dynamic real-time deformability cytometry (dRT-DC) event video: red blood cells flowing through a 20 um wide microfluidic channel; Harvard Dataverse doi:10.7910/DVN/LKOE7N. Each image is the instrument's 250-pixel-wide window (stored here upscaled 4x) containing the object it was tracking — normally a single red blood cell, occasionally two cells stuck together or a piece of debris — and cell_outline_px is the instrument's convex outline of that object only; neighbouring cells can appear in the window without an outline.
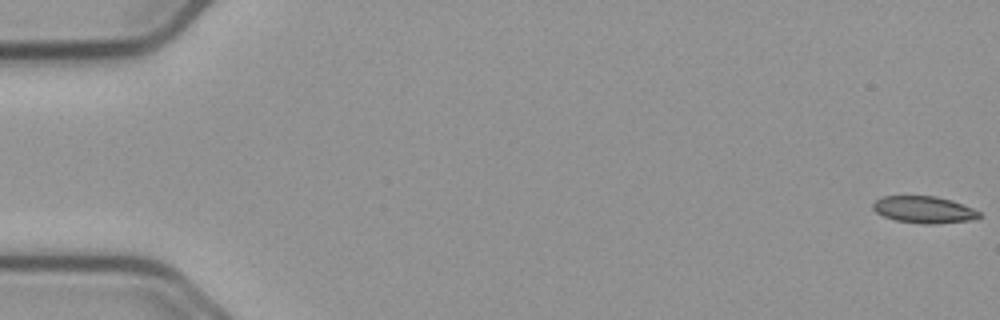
{"species": "common noctule bat (a hibernating species)", "species_latin": "Nyctalus noctula", "temperature_condition": "cold", "stored_images_in_passage": 57, "camera_frame_rate_fps": 3000, "um_per_image_px": 0.085, "animal": {"sex": "male", "body_mass_g": 23.1, "forearm_length_mm": 52.7}, "frame": {"image": 1, "passage_image": 1, "time_ms": 0.0, "image_size_px": [1000, 320], "cell_outline_px": [[980, 216], [976, 220], [932, 224], [924, 224], [896, 220], [884, 216], [876, 212], [872, 208], [872, 204], [876, 200], [884, 196], [936, 196], [952, 200], [972, 208], [980, 212]], "centroid_in_image_um": [78.55, 17.82], "position_along_channel_um": 6.4, "area_um2": 16.65}}
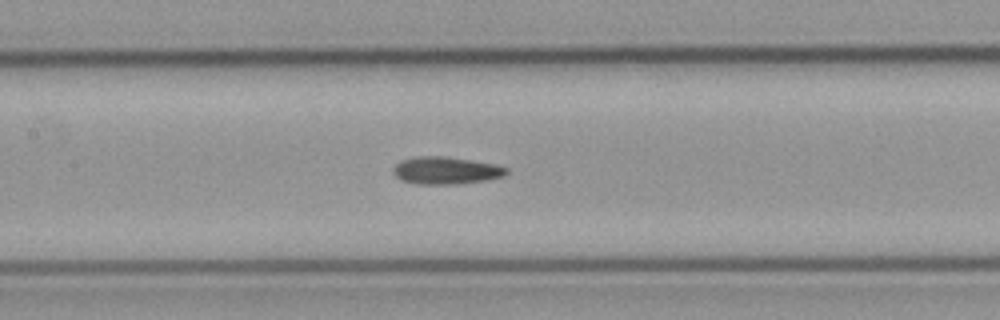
{"frame": {"image": 2, "passage_image": 27, "time_ms": 8.667, "image_size_px": [1000, 320], "cell_outline_px": [[508, 172], [504, 176], [488, 180], [456, 184], [416, 184], [400, 180], [392, 172], [392, 168], [400, 160], [416, 156], [440, 156], [468, 160], [492, 164], [508, 168]], "centroid_in_image_um": [37.85, 14.5], "position_along_channel_um": 169.5, "area_um2": 18.03}}
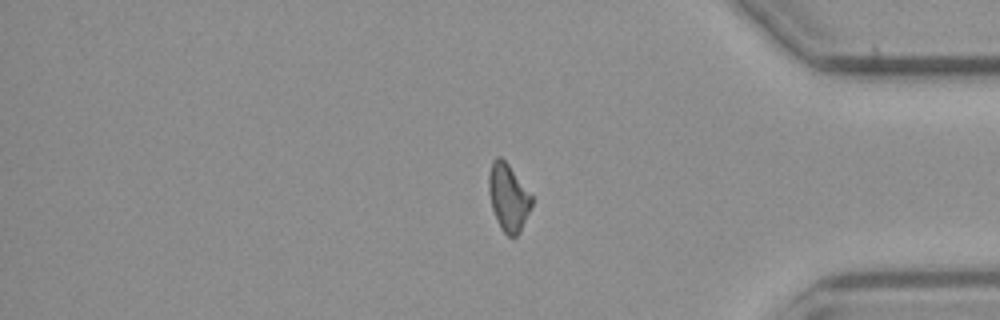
{"frame": {"image": 3, "passage_image": 47, "time_ms": 15.333, "image_size_px": [1000, 320], "cell_outline_px": [[532, 204], [520, 232], [516, 236], [508, 236], [500, 228], [492, 208], [488, 192], [488, 172], [492, 160], [496, 156], [500, 156], [508, 164], [532, 196]], "centroid_in_image_um": [43.17, 16.76], "position_along_channel_um": 392.0, "area_um2": 16.76}, "authors_computed_cell_mechanics": {"area_um2": 17.1666, "velocity_mm_per_s": 3.6936, "shape_relaxation_time_tau1_ms": null, "shape_relaxation_time_tau2_ms": 4.7854, "deformation_change_tau1": null, "deformation_change_tau2": 0.1134}}